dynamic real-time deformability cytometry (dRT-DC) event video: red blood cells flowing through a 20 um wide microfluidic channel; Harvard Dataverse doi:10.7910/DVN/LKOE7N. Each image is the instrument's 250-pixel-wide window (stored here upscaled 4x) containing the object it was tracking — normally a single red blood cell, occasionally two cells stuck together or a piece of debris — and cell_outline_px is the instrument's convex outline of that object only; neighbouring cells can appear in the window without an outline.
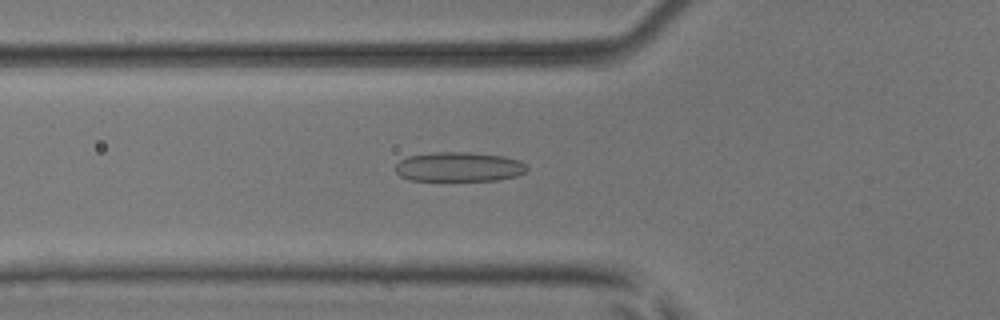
{"species": "common noctule bat (a hibernating species)", "species_latin": "Nyctalus noctula", "temperature_condition": "room temperature", "stored_images_in_passage": 36, "camera_frame_rate_fps": 3000, "um_per_image_px": 0.085, "animal": {"sex": "male", "body_mass_g": 17.9, "forearm_length_mm": 54.2}, "frame": {"image": 1, "passage_image": 2, "time_ms": 0.333, "image_size_px": [1000, 320], "cell_outline_px": [[528, 168], [524, 172], [516, 176], [496, 180], [412, 180], [400, 176], [396, 172], [396, 164], [400, 160], [408, 156], [432, 152], [464, 152], [504, 156], [520, 160]], "centroid_in_image_um": [39.0, 14.17], "position_along_channel_um": 86.8, "area_um2": 22.48}}
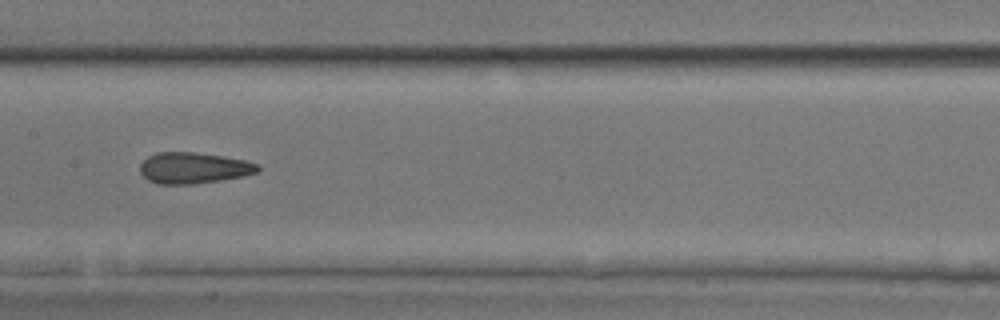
{"frame": {"image": 2, "passage_image": 10, "time_ms": 3.0, "image_size_px": [1000, 320], "cell_outline_px": [[260, 168], [256, 172], [240, 176], [220, 180], [192, 184], [156, 184], [148, 180], [140, 172], [140, 164], [148, 156], [156, 152], [196, 152], [244, 160], [260, 164]], "centroid_in_image_um": [16.41, 14.27], "position_along_channel_um": 191.0, "area_um2": 21.21}}
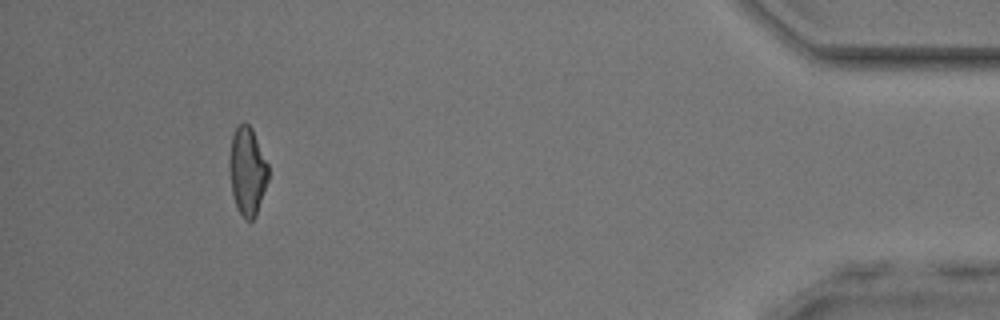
{"frame": {"image": 3, "passage_image": 32, "time_ms": 10.333, "image_size_px": [1000, 320], "cell_outline_px": [[268, 180], [256, 216], [252, 220], [244, 220], [236, 204], [232, 192], [228, 168], [228, 160], [232, 136], [236, 124], [244, 120], [252, 128], [268, 164]], "centroid_in_image_um": [21.01, 14.5], "position_along_channel_um": 414.2, "area_um2": 20.23}, "authors_computed_cell_mechanics": {"area_um2": 20.7791, "velocity_mm_per_s": 3.9012, "shape_relaxation_time_tau1_ms": null, "shape_relaxation_time_tau2_ms": 1.3984, "deformation_change_tau1": null, "deformation_change_tau2": 0.0931}}